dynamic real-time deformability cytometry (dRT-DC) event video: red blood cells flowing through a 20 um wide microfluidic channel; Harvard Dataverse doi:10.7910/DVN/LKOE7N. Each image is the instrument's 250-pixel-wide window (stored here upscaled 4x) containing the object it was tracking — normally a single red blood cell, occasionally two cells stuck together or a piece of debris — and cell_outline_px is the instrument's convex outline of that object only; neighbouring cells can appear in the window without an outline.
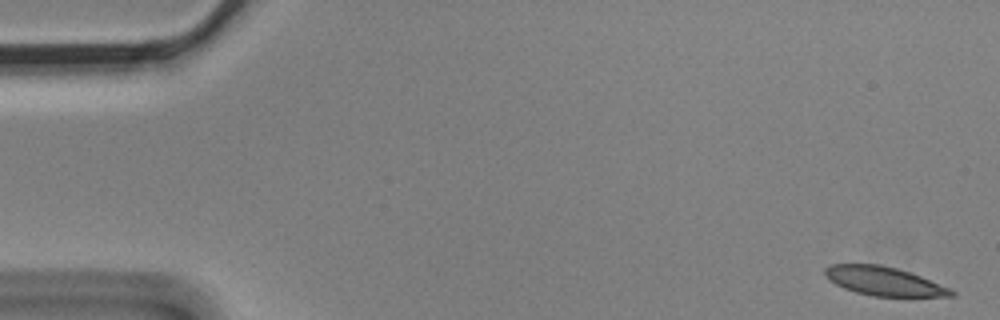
{"species": "Egyptian fruit bat (a non-hibernating species)", "species_latin": "Rousettus aegyptiacus", "temperature_condition": "cold", "stored_images_in_passage": 5, "camera_frame_rate_fps": 3000, "um_per_image_px": 0.085, "animal": {"sex": "male"}, "frame": {"image": 1, "passage_image": 1, "time_ms": 0.0, "image_size_px": [1000, 320], "cell_outline_px": [[956, 296], [872, 296], [856, 292], [844, 288], [836, 284], [824, 272], [824, 268], [832, 264], [880, 264], [896, 268], [920, 276], [948, 288], [956, 292]], "centroid_in_image_um": [75.12, 23.9], "position_along_channel_um": 9.9, "area_um2": 20.75}}
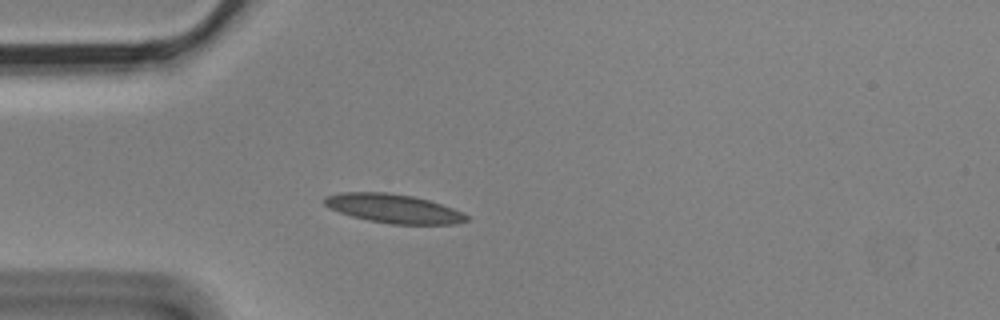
{"frame": {"image": 2, "passage_image": 5, "time_ms": 1.333, "image_size_px": [1000, 320], "cell_outline_px": [[468, 220], [456, 224], [392, 224], [368, 220], [352, 216], [328, 208], [324, 204], [324, 196], [340, 192], [388, 192], [412, 196], [428, 200], [464, 212], [468, 216]], "centroid_in_image_um": [33.43, 17.72], "position_along_channel_um": 51.6, "area_um2": 23.93}}